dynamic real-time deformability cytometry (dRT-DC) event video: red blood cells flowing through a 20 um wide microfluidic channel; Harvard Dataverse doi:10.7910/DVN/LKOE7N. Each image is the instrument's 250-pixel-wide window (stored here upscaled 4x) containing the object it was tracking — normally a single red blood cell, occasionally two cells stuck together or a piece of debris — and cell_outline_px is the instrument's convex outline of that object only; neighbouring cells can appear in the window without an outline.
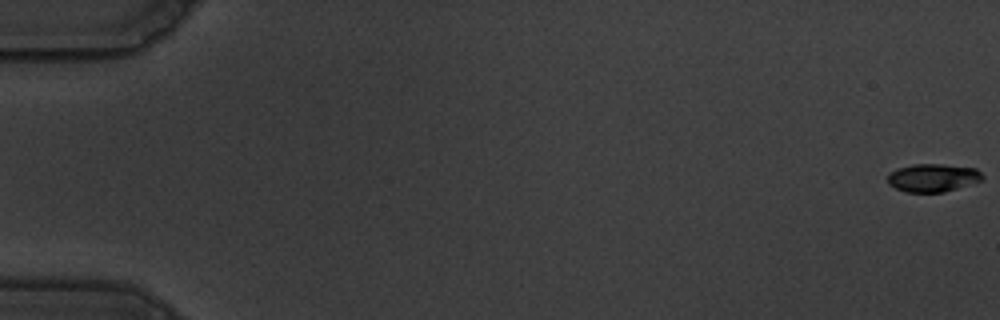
{"species": "common noctule bat (a hibernating species)", "species_latin": "Nyctalus noctula", "temperature_condition": "warm", "stored_images_in_passage": 59, "camera_frame_rate_fps": 3000, "um_per_image_px": 0.085, "animal": {"sex": "male", "body_mass_g": 19.5, "forearm_length_mm": 54.6}, "frame": {"image": 1, "passage_image": 1, "time_ms": 0.0, "image_size_px": [1000, 320], "cell_outline_px": [[984, 180], [944, 192], [904, 192], [888, 184], [888, 172], [912, 164], [940, 164], [976, 168], [984, 176]], "centroid_in_image_um": [79.3, 15.11], "position_along_channel_um": 5.7, "area_um2": 15.55}}
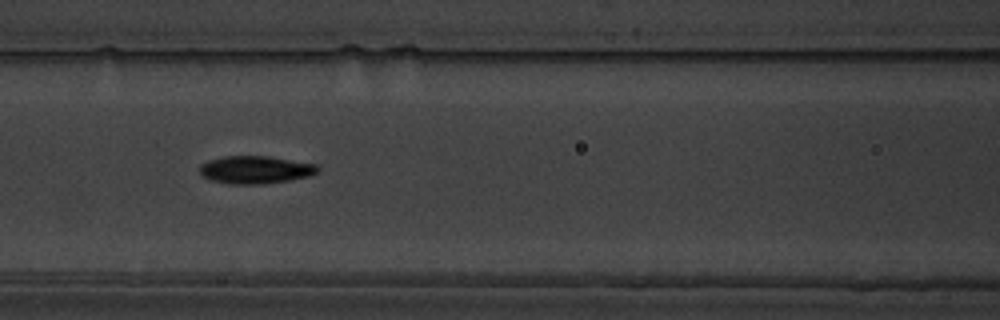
{"frame": {"image": 2, "passage_image": 27, "time_ms": 8.667, "image_size_px": [1000, 320], "cell_outline_px": [[320, 168], [316, 172], [308, 176], [292, 180], [264, 184], [228, 184], [208, 180], [200, 176], [200, 164], [208, 160], [224, 156], [268, 156], [316, 164]], "centroid_in_image_um": [21.66, 14.44], "position_along_channel_um": 144.9, "area_um2": 19.31}}
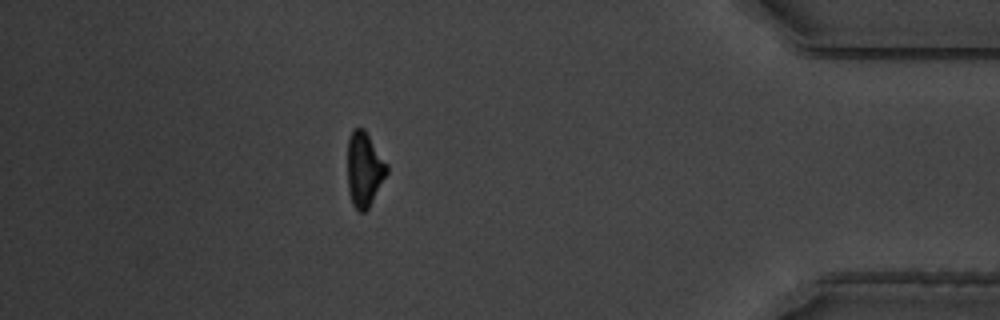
{"frame": {"image": 3, "passage_image": 52, "time_ms": 17.0, "image_size_px": [1000, 320], "cell_outline_px": [[388, 172], [368, 208], [364, 212], [360, 212], [352, 204], [348, 188], [348, 136], [352, 128], [364, 128], [388, 164]], "centroid_in_image_um": [30.96, 14.35], "position_along_channel_um": 404.2, "area_um2": 17.11}, "authors_computed_cell_mechanics": {"area_um2": 17.5712, "velocity_mm_per_s": 3.5963, "shape_relaxation_time_tau1_ms": 2.2491, "shape_relaxation_time_tau2_ms": 5.82, "deformation_change_tau1": 0.1399, "deformation_change_tau2": 0.1258}}